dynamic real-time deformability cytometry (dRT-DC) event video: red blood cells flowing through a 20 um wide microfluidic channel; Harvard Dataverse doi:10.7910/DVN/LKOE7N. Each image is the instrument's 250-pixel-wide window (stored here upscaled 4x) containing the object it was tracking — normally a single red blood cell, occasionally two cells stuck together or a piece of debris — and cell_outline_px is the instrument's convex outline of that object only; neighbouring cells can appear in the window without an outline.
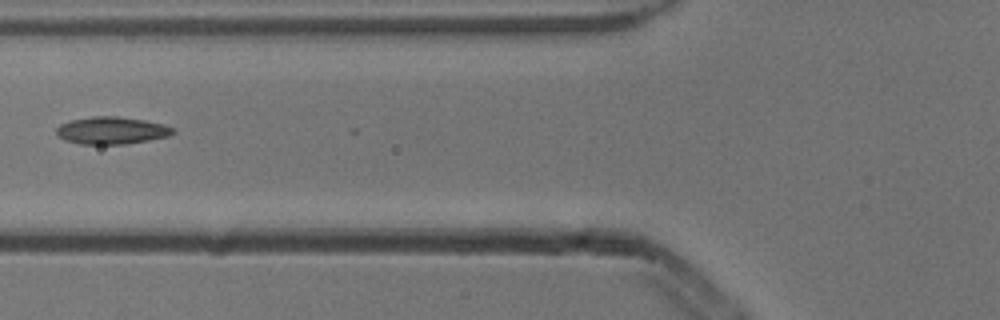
{"species": "common noctule bat (a hibernating species)", "species_latin": "Nyctalus noctula", "temperature_condition": "cold", "stored_images_in_passage": 7, "camera_frame_rate_fps": 3000, "um_per_image_px": 0.085, "animal": {"sex": "male", "body_mass_g": 13.3}, "frame": {"image": 1, "passage_image": 6, "time_ms": 1.667, "image_size_px": [1000, 320], "cell_outline_px": [[176, 132], [168, 136], [148, 140], [124, 144], [80, 144], [68, 140], [60, 136], [56, 132], [56, 128], [60, 124], [68, 120], [92, 116], [116, 116], [144, 120], [164, 124], [172, 128]], "centroid_in_image_um": [9.48, 11.08], "position_along_channel_um": 116.3, "area_um2": 18.44}}
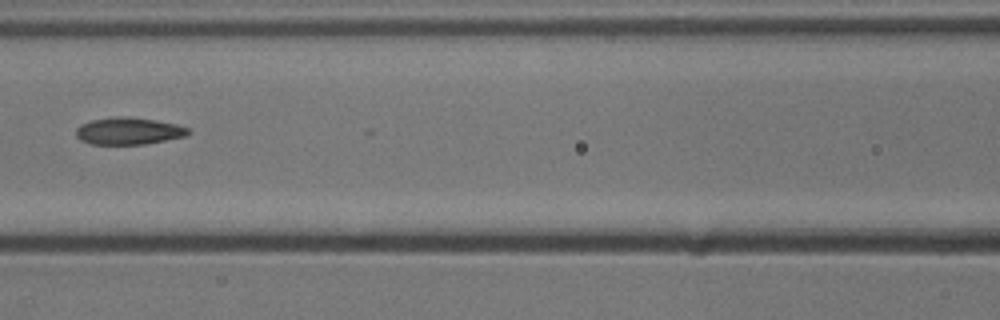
{"frame": {"image": 2, "passage_image": 7, "time_ms": 2.0, "image_size_px": [1000, 320], "cell_outline_px": [[192, 132], [184, 136], [144, 144], [92, 144], [80, 140], [76, 136], [76, 128], [80, 124], [92, 120], [116, 116], [128, 116], [156, 120], [176, 124], [188, 128]], "centroid_in_image_um": [10.91, 11.12], "position_along_channel_um": 155.7, "area_um2": 17.69}}